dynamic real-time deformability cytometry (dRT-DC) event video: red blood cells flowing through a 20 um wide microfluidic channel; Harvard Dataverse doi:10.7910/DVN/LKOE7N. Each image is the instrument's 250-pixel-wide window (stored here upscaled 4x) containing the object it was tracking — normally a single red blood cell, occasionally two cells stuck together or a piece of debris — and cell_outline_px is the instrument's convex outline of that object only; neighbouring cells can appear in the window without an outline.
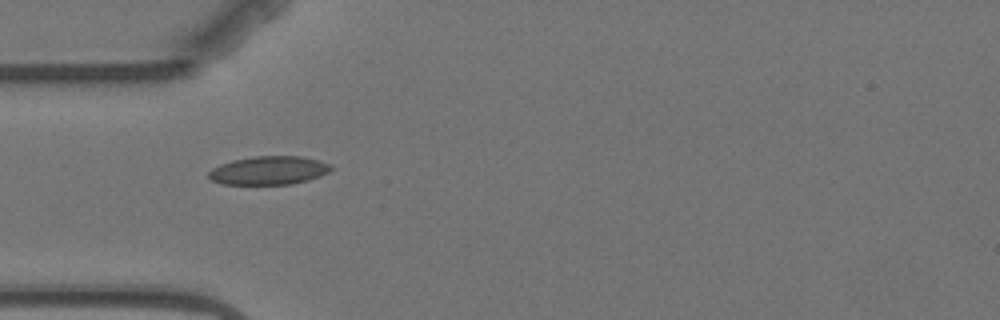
{"species": "Egyptian fruit bat (a non-hibernating species)", "species_latin": "Rousettus aegyptiacus", "temperature_condition": "warm", "stored_images_in_passage": 2, "camera_frame_rate_fps": 3000, "um_per_image_px": 0.085, "animal": {"sex": "female"}, "frame": {"image": 1, "passage_image": 1, "time_ms": 0.0, "image_size_px": [1000, 320], "cell_outline_px": [[332, 168], [328, 172], [320, 176], [308, 180], [292, 184], [220, 184], [212, 180], [208, 176], [208, 172], [212, 168], [220, 164], [232, 160], [256, 156], [300, 156], [316, 160], [328, 164]], "centroid_in_image_um": [22.8, 14.49], "position_along_channel_um": 62.2, "area_um2": 20.17}}
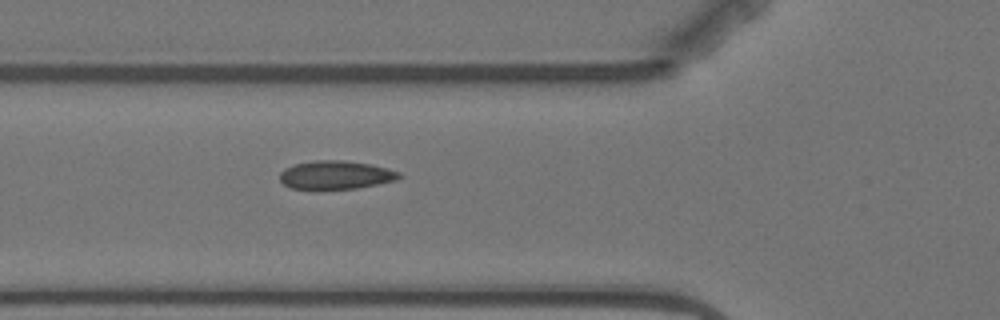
{"frame": {"image": 2, "passage_image": 2, "time_ms": 1.0, "image_size_px": [1000, 320], "cell_outline_px": [[400, 176], [396, 180], [356, 188], [288, 188], [280, 180], [280, 172], [284, 168], [296, 164], [316, 160], [344, 160], [368, 164], [388, 168], [400, 172]], "centroid_in_image_um": [28.52, 14.86], "position_along_channel_um": 97.3, "area_um2": 19.42}}